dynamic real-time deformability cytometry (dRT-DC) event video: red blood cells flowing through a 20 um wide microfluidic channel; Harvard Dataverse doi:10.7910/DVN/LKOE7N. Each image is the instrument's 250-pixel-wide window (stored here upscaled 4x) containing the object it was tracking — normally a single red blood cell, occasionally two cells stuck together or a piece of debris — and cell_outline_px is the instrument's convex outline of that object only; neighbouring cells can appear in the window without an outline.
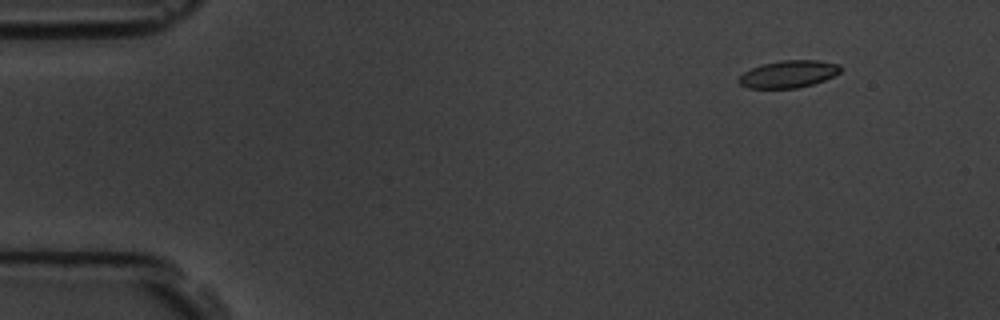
{"species": "common noctule bat (a hibernating species)", "species_latin": "Nyctalus noctula", "temperature_condition": "room temperature", "stored_images_in_passage": 3, "camera_frame_rate_fps": 3000, "um_per_image_px": 0.085, "animal": {"sex": "male", "body_mass_g": 19.5, "forearm_length_mm": 54.6}, "frame": {"image": 1, "passage_image": 1, "time_ms": 0.0, "image_size_px": [1000, 320], "cell_outline_px": [[840, 72], [824, 80], [812, 84], [796, 88], [748, 88], [740, 84], [736, 80], [744, 72], [752, 68], [764, 64], [780, 60], [816, 60], [840, 64]], "centroid_in_image_um": [67.0, 6.29], "position_along_channel_um": 18.0, "area_um2": 16.01}}